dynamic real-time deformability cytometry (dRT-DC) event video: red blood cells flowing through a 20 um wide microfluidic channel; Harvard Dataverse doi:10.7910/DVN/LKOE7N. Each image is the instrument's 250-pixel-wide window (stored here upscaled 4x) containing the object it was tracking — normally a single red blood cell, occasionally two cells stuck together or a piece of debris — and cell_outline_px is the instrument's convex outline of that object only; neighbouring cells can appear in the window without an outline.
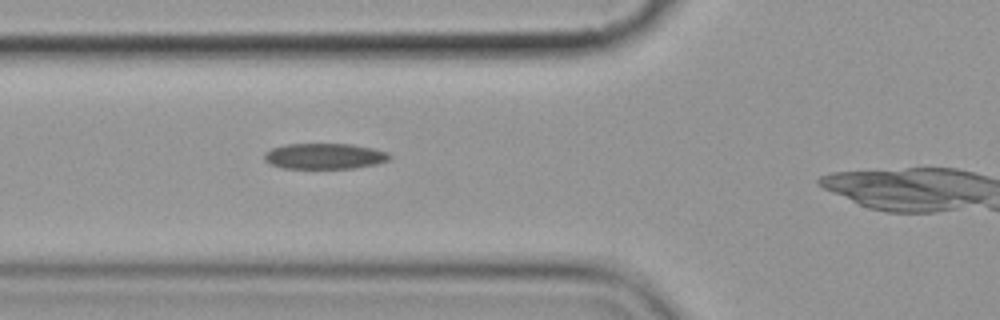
{"species": "common noctule bat (a hibernating species)", "species_latin": "Nyctalus noctula", "temperature_condition": "cold", "stored_images_in_passage": 3, "camera_frame_rate_fps": 3000, "um_per_image_px": 0.085, "animal": {"sex": "female", "body_mass_g": 19.9}, "frame": {"image": 1, "passage_image": 2, "time_ms": 1.0, "image_size_px": [1000, 320], "cell_outline_px": [[392, 156], [388, 160], [376, 164], [356, 168], [284, 168], [272, 164], [264, 160], [264, 152], [272, 148], [284, 144], [352, 144], [372, 148], [388, 152]], "centroid_in_image_um": [27.59, 13.27], "position_along_channel_um": 98.2, "area_um2": 18.79}}